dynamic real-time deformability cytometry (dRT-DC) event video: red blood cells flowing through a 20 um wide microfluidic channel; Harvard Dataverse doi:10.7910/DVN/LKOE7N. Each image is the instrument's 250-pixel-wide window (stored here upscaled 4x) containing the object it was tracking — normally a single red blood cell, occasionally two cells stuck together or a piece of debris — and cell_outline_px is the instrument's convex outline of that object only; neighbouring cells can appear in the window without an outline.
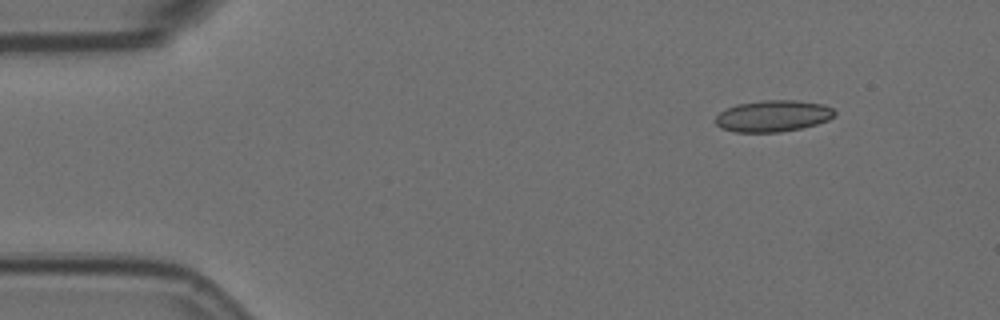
{"species": "Egyptian fruit bat (a non-hibernating species)", "species_latin": "Rousettus aegyptiacus", "temperature_condition": "room temperature", "stored_images_in_passage": 5, "camera_frame_rate_fps": 3000, "um_per_image_px": 0.085, "animal": {"sex": "female"}, "frame": {"image": 1, "passage_image": 1, "time_ms": 0.0, "image_size_px": [1000, 320], "cell_outline_px": [[836, 112], [828, 120], [816, 124], [800, 128], [780, 132], [736, 132], [720, 128], [716, 124], [716, 116], [720, 112], [736, 104], [764, 100], [800, 100], [824, 104], [832, 108]], "centroid_in_image_um": [65.7, 9.85], "position_along_channel_um": 19.3, "area_um2": 21.85}}
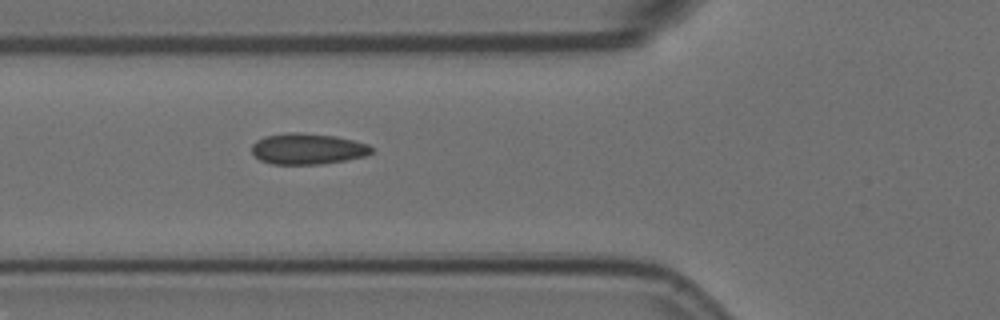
{"frame": {"image": 2, "passage_image": 5, "time_ms": 1.333, "image_size_px": [1000, 320], "cell_outline_px": [[372, 152], [364, 156], [344, 160], [320, 164], [272, 164], [260, 160], [252, 152], [252, 144], [256, 140], [264, 136], [292, 132], [296, 132], [336, 136], [368, 144], [372, 148]], "centroid_in_image_um": [26.12, 12.65], "position_along_channel_um": 99.7, "area_um2": 21.44}}